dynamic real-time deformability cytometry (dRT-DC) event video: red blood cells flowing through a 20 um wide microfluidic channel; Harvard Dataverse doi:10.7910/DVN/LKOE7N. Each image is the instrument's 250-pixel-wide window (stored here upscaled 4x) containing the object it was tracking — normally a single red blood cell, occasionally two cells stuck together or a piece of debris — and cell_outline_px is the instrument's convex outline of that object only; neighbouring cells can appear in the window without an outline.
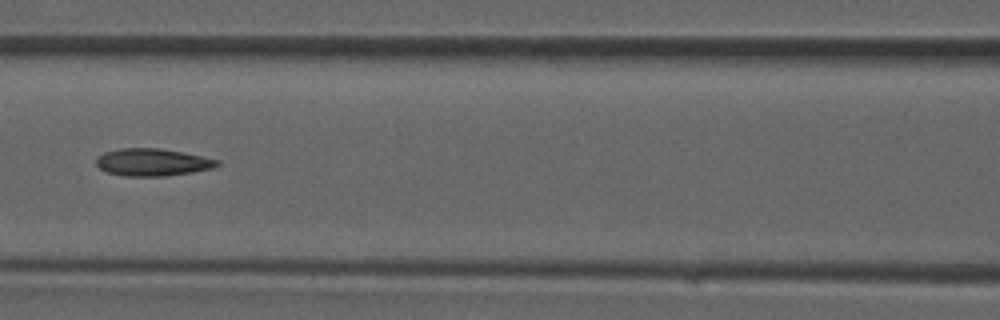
{"species": "common noctule bat (a hibernating species)", "species_latin": "Nyctalus noctula", "temperature_condition": "room temperature", "stored_images_in_passage": 37, "camera_frame_rate_fps": 3000, "um_per_image_px": 0.085, "animal": {"sex": "male", "forearm_length_mm": 52.5}, "frame": {"image": 1, "passage_image": 16, "time_ms": 5.0, "image_size_px": [1000, 320], "cell_outline_px": [[220, 164], [216, 168], [192, 172], [164, 176], [124, 176], [108, 172], [100, 168], [96, 164], [96, 156], [104, 152], [120, 148], [160, 148], [220, 160]], "centroid_in_image_um": [12.96, 13.79], "position_along_channel_um": 153.6, "area_um2": 19.31}}